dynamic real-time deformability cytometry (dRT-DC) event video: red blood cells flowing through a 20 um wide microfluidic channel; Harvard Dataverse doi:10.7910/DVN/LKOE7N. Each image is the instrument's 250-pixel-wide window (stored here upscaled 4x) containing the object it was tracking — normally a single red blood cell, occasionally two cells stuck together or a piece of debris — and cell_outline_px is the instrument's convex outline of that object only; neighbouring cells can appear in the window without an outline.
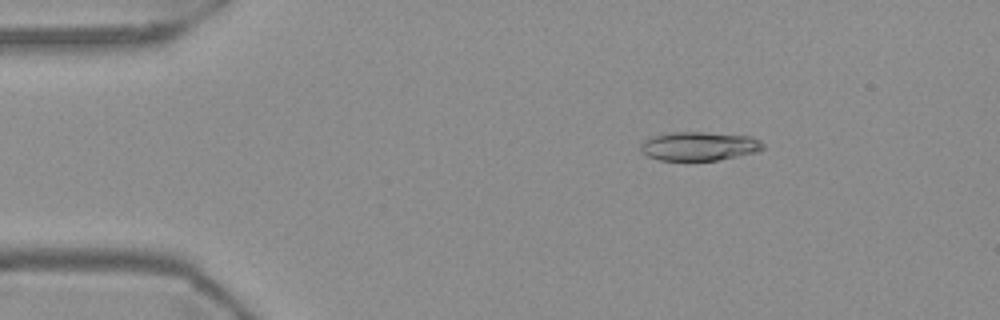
{"species": "Egyptian fruit bat (a non-hibernating species)", "species_latin": "Rousettus aegyptiacus", "temperature_condition": "warm", "stored_images_in_passage": 55, "camera_frame_rate_fps": 3000, "um_per_image_px": 0.085, "frame": {"image": 1, "passage_image": 9, "time_ms": 2.667, "image_size_px": [1000, 320], "cell_outline_px": [[764, 148], [756, 152], [716, 160], [660, 160], [648, 156], [640, 152], [640, 144], [644, 140], [668, 132], [704, 132], [752, 136], [760, 140], [764, 144]], "centroid_in_image_um": [59.42, 12.42], "position_along_channel_um": 25.6, "area_um2": 20.52}}
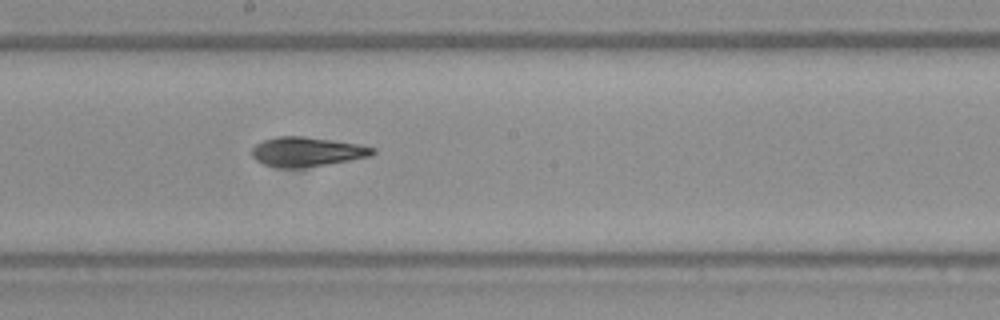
{"frame": {"image": 2, "passage_image": 30, "time_ms": 9.667, "image_size_px": [1000, 320], "cell_outline_px": [[376, 152], [372, 156], [328, 164], [300, 168], [280, 168], [264, 164], [256, 160], [252, 156], [252, 148], [256, 144], [264, 140], [276, 136], [304, 136], [332, 140], [356, 144], [376, 148]], "centroid_in_image_um": [26.08, 12.9], "position_along_channel_um": 222.1, "area_um2": 20.75}}
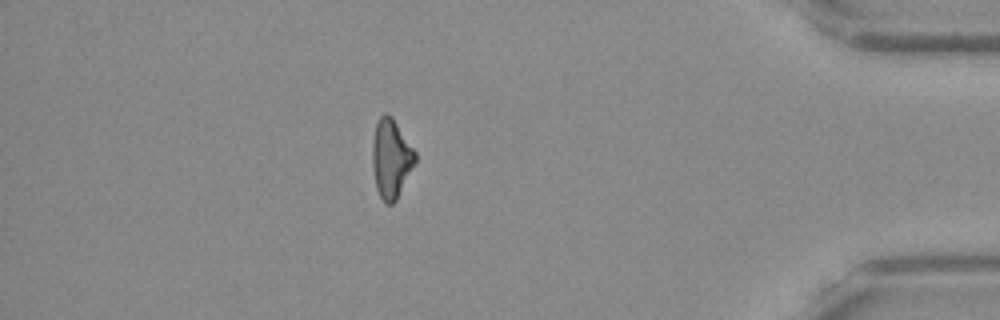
{"frame": {"image": 3, "passage_image": 48, "time_ms": 15.667, "image_size_px": [1000, 320], "cell_outline_px": [[416, 160], [396, 200], [392, 204], [384, 204], [376, 188], [372, 164], [372, 140], [376, 124], [380, 116], [384, 112], [388, 112], [392, 116], [416, 152]], "centroid_in_image_um": [33.22, 13.45], "position_along_channel_um": 402.0, "area_um2": 19.71}, "authors_computed_cell_mechanics": {"area_um2": 20.5768, "velocity_mm_per_s": 3.7286, "shape_relaxation_time_tau1_ms": null, "shape_relaxation_time_tau2_ms": 7.262, "deformation_change_tau1": null, "deformation_change_tau2": 0.1726}}